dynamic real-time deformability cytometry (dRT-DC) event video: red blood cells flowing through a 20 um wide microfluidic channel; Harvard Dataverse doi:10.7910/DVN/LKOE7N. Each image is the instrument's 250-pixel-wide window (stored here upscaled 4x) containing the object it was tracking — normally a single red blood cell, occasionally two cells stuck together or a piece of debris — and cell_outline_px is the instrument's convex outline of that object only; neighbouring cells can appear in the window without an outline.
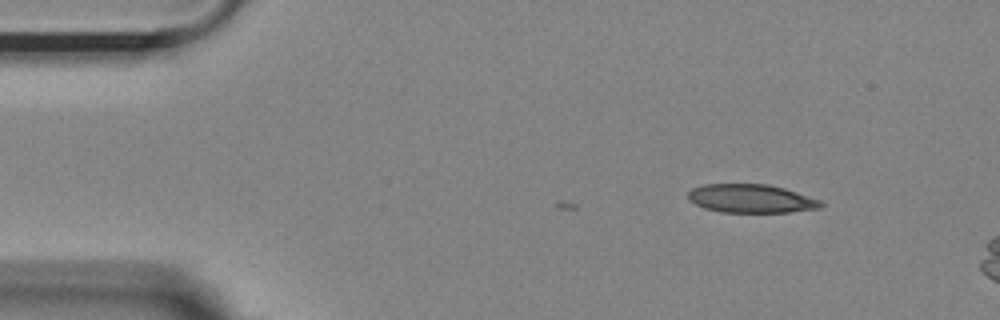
{"species": "Egyptian fruit bat (a non-hibernating species)", "species_latin": "Rousettus aegyptiacus", "temperature_condition": "room temperature", "stored_images_in_passage": 3, "camera_frame_rate_fps": 3000, "um_per_image_px": 0.085, "animal": {"sex": "female"}, "frame": {"image": 1, "passage_image": 1, "time_ms": 0.0, "image_size_px": [1000, 320], "cell_outline_px": [[824, 204], [820, 208], [788, 212], [720, 212], [704, 208], [688, 200], [688, 192], [692, 188], [704, 184], [768, 184], [784, 188], [820, 200]], "centroid_in_image_um": [63.81, 16.88], "position_along_channel_um": 21.2, "area_um2": 22.02}}